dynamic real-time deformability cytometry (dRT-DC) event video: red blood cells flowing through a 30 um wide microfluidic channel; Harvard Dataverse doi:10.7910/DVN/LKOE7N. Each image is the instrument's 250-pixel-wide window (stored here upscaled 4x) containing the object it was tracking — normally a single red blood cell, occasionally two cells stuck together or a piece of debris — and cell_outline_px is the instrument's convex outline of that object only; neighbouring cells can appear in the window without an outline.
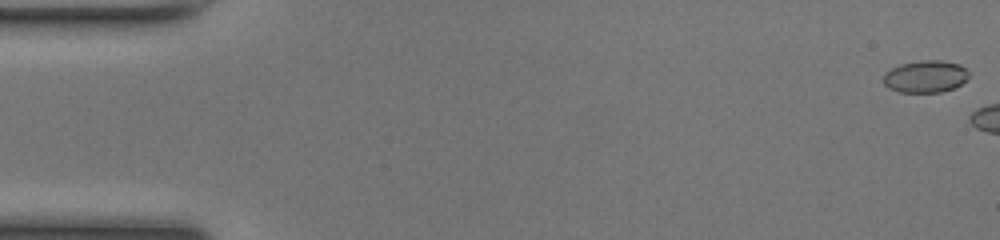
{"species": "common noctule bat (a hibernating species)", "species_latin": "Nyctalus noctula", "temperature_condition": "room temperature", "stored_images_in_passage": 28, "camera_frame_rate_fps": 3000, "um_per_image_px": 0.085, "animal": {"sex": "female", "body_mass_g": 17.0, "forearm_length_mm": 48.0}, "frame": {"image": 1, "passage_image": 1, "time_ms": 0.0, "image_size_px": [1000, 240], "cell_outline_px": [[972, 72], [960, 84], [952, 88], [940, 92], [900, 92], [888, 88], [884, 84], [884, 72], [900, 64], [920, 60], [940, 60], [960, 64]], "centroid_in_image_um": [78.67, 6.49], "position_along_channel_um": 6.3, "area_um2": 16.07}}
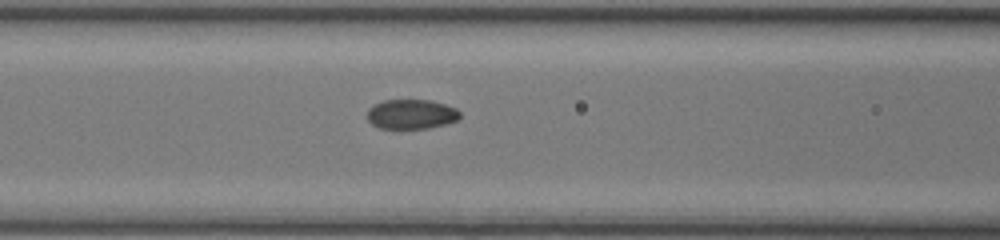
{"frame": {"image": 2, "passage_image": 21, "time_ms": 6.667, "image_size_px": [1000, 240], "cell_outline_px": [[460, 116], [456, 120], [444, 124], [428, 128], [380, 128], [372, 124], [368, 120], [368, 108], [384, 100], [432, 100], [456, 108], [460, 112]], "centroid_in_image_um": [34.96, 9.7], "position_along_channel_um": 131.6, "area_um2": 15.84}}
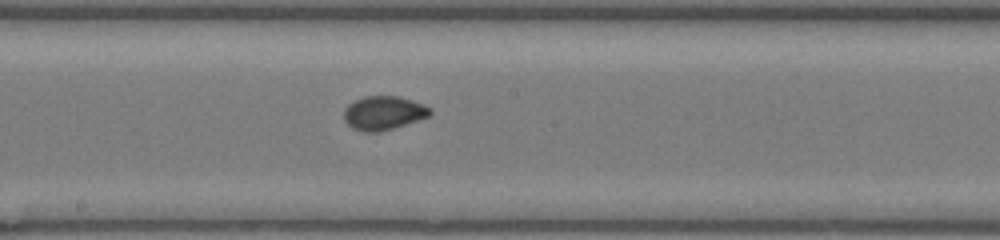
{"frame": {"image": 3, "passage_image": 27, "time_ms": 8.667, "image_size_px": [1000, 240], "cell_outline_px": [[432, 112], [428, 116], [380, 132], [364, 132], [352, 128], [344, 120], [344, 108], [348, 104], [364, 96], [400, 96], [424, 104], [432, 108]], "centroid_in_image_um": [32.59, 9.59], "position_along_channel_um": 215.6, "area_um2": 16.94}}